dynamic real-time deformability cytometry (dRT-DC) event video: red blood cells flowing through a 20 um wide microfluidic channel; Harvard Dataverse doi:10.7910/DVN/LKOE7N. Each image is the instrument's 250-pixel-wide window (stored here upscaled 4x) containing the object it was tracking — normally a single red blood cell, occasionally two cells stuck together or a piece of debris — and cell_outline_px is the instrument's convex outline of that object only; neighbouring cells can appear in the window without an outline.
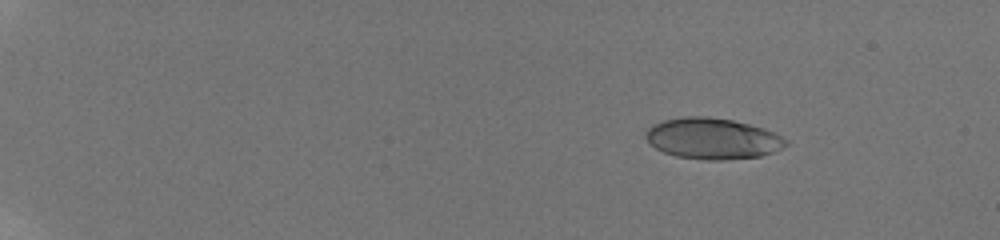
{"species": "human", "species_latin": "Homo sapiens", "temperature_condition": "room temperature", "stored_images_in_passage": 57, "camera_frame_rate_fps": 3000, "um_per_image_px": 0.085, "donor": {"sex": "male"}, "frame": {"image": 1, "passage_image": 9, "time_ms": 2.667, "image_size_px": [1000, 240], "cell_outline_px": [[788, 144], [772, 152], [760, 156], [724, 160], [708, 160], [676, 156], [664, 152], [656, 148], [644, 136], [644, 132], [652, 124], [664, 120], [684, 116], [708, 116], [732, 120], [764, 128], [788, 140]], "centroid_in_image_um": [60.54, 11.77], "position_along_channel_um": 24.5, "area_um2": 33.41}}
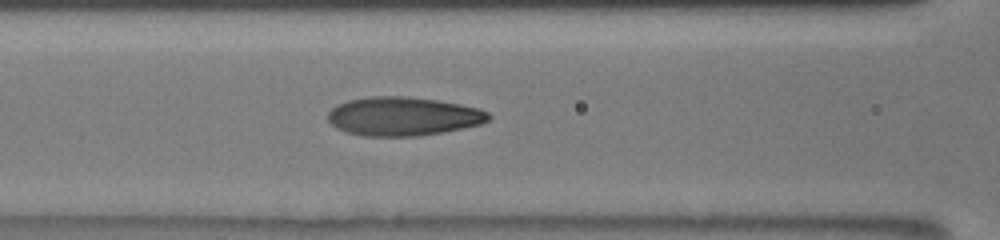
{"frame": {"image": 2, "passage_image": 29, "time_ms": 9.333, "image_size_px": [1000, 240], "cell_outline_px": [[492, 116], [488, 120], [480, 124], [444, 132], [420, 136], [364, 136], [344, 132], [336, 128], [328, 120], [328, 112], [336, 104], [348, 100], [372, 96], [404, 96], [436, 100], [460, 104], [480, 108], [488, 112]], "centroid_in_image_um": [34.25, 9.89], "position_along_channel_um": 132.4, "area_um2": 36.47}}
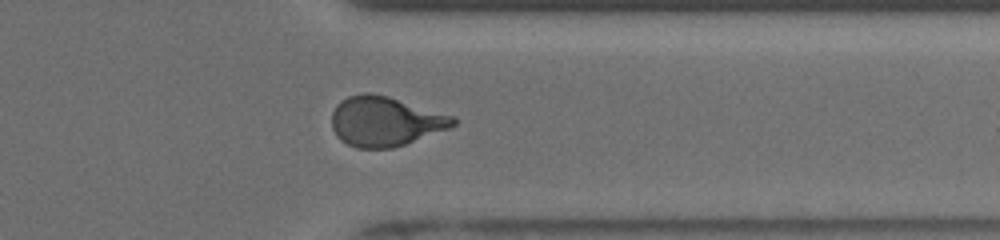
{"frame": {"image": 3, "passage_image": 48, "time_ms": 15.667, "image_size_px": [1000, 240], "cell_outline_px": [[456, 124], [448, 128], [404, 144], [392, 148], [356, 148], [340, 140], [336, 136], [332, 128], [332, 112], [336, 104], [340, 100], [348, 96], [364, 92], [368, 92], [388, 96], [456, 116]], "centroid_in_image_um": [32.71, 10.3], "position_along_channel_um": 378.7, "area_um2": 35.2}, "authors_computed_cell_mechanics": {"area_um2": 34.4488, "velocity_mm_per_s": 3.8981, "shape_relaxation_time_tau1_ms": 6.6033, "shape_relaxation_time_tau2_ms": 0.9837, "deformation_change_tau1": 0.2473, "deformation_change_tau2": 0.0806}}